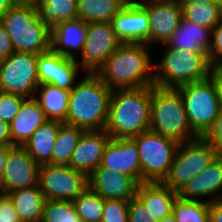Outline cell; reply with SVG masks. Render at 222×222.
I'll return each mask as SVG.
<instances>
[{
    "label": "cell",
    "mask_w": 222,
    "mask_h": 222,
    "mask_svg": "<svg viewBox=\"0 0 222 222\" xmlns=\"http://www.w3.org/2000/svg\"><path fill=\"white\" fill-rule=\"evenodd\" d=\"M146 43H122L96 73L111 89L154 86V63Z\"/></svg>",
    "instance_id": "1"
},
{
    "label": "cell",
    "mask_w": 222,
    "mask_h": 222,
    "mask_svg": "<svg viewBox=\"0 0 222 222\" xmlns=\"http://www.w3.org/2000/svg\"><path fill=\"white\" fill-rule=\"evenodd\" d=\"M151 86L112 91L106 132L114 139H131L150 130Z\"/></svg>",
    "instance_id": "2"
},
{
    "label": "cell",
    "mask_w": 222,
    "mask_h": 222,
    "mask_svg": "<svg viewBox=\"0 0 222 222\" xmlns=\"http://www.w3.org/2000/svg\"><path fill=\"white\" fill-rule=\"evenodd\" d=\"M112 91L97 74L85 73L70 91L64 123L84 130L105 129Z\"/></svg>",
    "instance_id": "3"
},
{
    "label": "cell",
    "mask_w": 222,
    "mask_h": 222,
    "mask_svg": "<svg viewBox=\"0 0 222 222\" xmlns=\"http://www.w3.org/2000/svg\"><path fill=\"white\" fill-rule=\"evenodd\" d=\"M14 51L40 54L50 49L51 30L40 21L35 4L17 2L0 18Z\"/></svg>",
    "instance_id": "4"
},
{
    "label": "cell",
    "mask_w": 222,
    "mask_h": 222,
    "mask_svg": "<svg viewBox=\"0 0 222 222\" xmlns=\"http://www.w3.org/2000/svg\"><path fill=\"white\" fill-rule=\"evenodd\" d=\"M212 66L207 52L168 47L158 63H154V86L177 88L210 77Z\"/></svg>",
    "instance_id": "5"
},
{
    "label": "cell",
    "mask_w": 222,
    "mask_h": 222,
    "mask_svg": "<svg viewBox=\"0 0 222 222\" xmlns=\"http://www.w3.org/2000/svg\"><path fill=\"white\" fill-rule=\"evenodd\" d=\"M150 130L178 143L194 140L181 94L175 88L151 86Z\"/></svg>",
    "instance_id": "6"
},
{
    "label": "cell",
    "mask_w": 222,
    "mask_h": 222,
    "mask_svg": "<svg viewBox=\"0 0 222 222\" xmlns=\"http://www.w3.org/2000/svg\"><path fill=\"white\" fill-rule=\"evenodd\" d=\"M217 157V151L204 137L180 143L168 175L162 183L179 192L192 178L208 168Z\"/></svg>",
    "instance_id": "7"
},
{
    "label": "cell",
    "mask_w": 222,
    "mask_h": 222,
    "mask_svg": "<svg viewBox=\"0 0 222 222\" xmlns=\"http://www.w3.org/2000/svg\"><path fill=\"white\" fill-rule=\"evenodd\" d=\"M175 89L181 94L193 132L198 137H204L214 125L220 112L213 80L209 77Z\"/></svg>",
    "instance_id": "8"
},
{
    "label": "cell",
    "mask_w": 222,
    "mask_h": 222,
    "mask_svg": "<svg viewBox=\"0 0 222 222\" xmlns=\"http://www.w3.org/2000/svg\"><path fill=\"white\" fill-rule=\"evenodd\" d=\"M137 145L141 183H161L167 177L180 143L151 130L131 138Z\"/></svg>",
    "instance_id": "9"
},
{
    "label": "cell",
    "mask_w": 222,
    "mask_h": 222,
    "mask_svg": "<svg viewBox=\"0 0 222 222\" xmlns=\"http://www.w3.org/2000/svg\"><path fill=\"white\" fill-rule=\"evenodd\" d=\"M37 54L12 52L0 61V91L31 98L37 95Z\"/></svg>",
    "instance_id": "10"
},
{
    "label": "cell",
    "mask_w": 222,
    "mask_h": 222,
    "mask_svg": "<svg viewBox=\"0 0 222 222\" xmlns=\"http://www.w3.org/2000/svg\"><path fill=\"white\" fill-rule=\"evenodd\" d=\"M39 186L46 200L73 202L88 187V177L67 165L43 164Z\"/></svg>",
    "instance_id": "11"
},
{
    "label": "cell",
    "mask_w": 222,
    "mask_h": 222,
    "mask_svg": "<svg viewBox=\"0 0 222 222\" xmlns=\"http://www.w3.org/2000/svg\"><path fill=\"white\" fill-rule=\"evenodd\" d=\"M121 44L111 22L88 23L81 62L77 63L85 73L96 74Z\"/></svg>",
    "instance_id": "12"
},
{
    "label": "cell",
    "mask_w": 222,
    "mask_h": 222,
    "mask_svg": "<svg viewBox=\"0 0 222 222\" xmlns=\"http://www.w3.org/2000/svg\"><path fill=\"white\" fill-rule=\"evenodd\" d=\"M40 166L23 146H12L0 184L2 193L39 186Z\"/></svg>",
    "instance_id": "13"
},
{
    "label": "cell",
    "mask_w": 222,
    "mask_h": 222,
    "mask_svg": "<svg viewBox=\"0 0 222 222\" xmlns=\"http://www.w3.org/2000/svg\"><path fill=\"white\" fill-rule=\"evenodd\" d=\"M137 1L147 10L149 16V45L166 44L183 18L182 6L176 0Z\"/></svg>",
    "instance_id": "14"
},
{
    "label": "cell",
    "mask_w": 222,
    "mask_h": 222,
    "mask_svg": "<svg viewBox=\"0 0 222 222\" xmlns=\"http://www.w3.org/2000/svg\"><path fill=\"white\" fill-rule=\"evenodd\" d=\"M39 84H50L71 91L77 81L80 65L77 59L64 57L51 48L37 55Z\"/></svg>",
    "instance_id": "15"
},
{
    "label": "cell",
    "mask_w": 222,
    "mask_h": 222,
    "mask_svg": "<svg viewBox=\"0 0 222 222\" xmlns=\"http://www.w3.org/2000/svg\"><path fill=\"white\" fill-rule=\"evenodd\" d=\"M111 23L122 43H146L149 46V16L137 0H129Z\"/></svg>",
    "instance_id": "16"
},
{
    "label": "cell",
    "mask_w": 222,
    "mask_h": 222,
    "mask_svg": "<svg viewBox=\"0 0 222 222\" xmlns=\"http://www.w3.org/2000/svg\"><path fill=\"white\" fill-rule=\"evenodd\" d=\"M100 167L129 175L141 184V164L137 145L132 139L111 138L105 146Z\"/></svg>",
    "instance_id": "17"
},
{
    "label": "cell",
    "mask_w": 222,
    "mask_h": 222,
    "mask_svg": "<svg viewBox=\"0 0 222 222\" xmlns=\"http://www.w3.org/2000/svg\"><path fill=\"white\" fill-rule=\"evenodd\" d=\"M110 139L105 129L84 130L68 166L88 177L99 167L105 146Z\"/></svg>",
    "instance_id": "18"
},
{
    "label": "cell",
    "mask_w": 222,
    "mask_h": 222,
    "mask_svg": "<svg viewBox=\"0 0 222 222\" xmlns=\"http://www.w3.org/2000/svg\"><path fill=\"white\" fill-rule=\"evenodd\" d=\"M139 183L129 175L98 167L88 176V187L105 200L136 197Z\"/></svg>",
    "instance_id": "19"
},
{
    "label": "cell",
    "mask_w": 222,
    "mask_h": 222,
    "mask_svg": "<svg viewBox=\"0 0 222 222\" xmlns=\"http://www.w3.org/2000/svg\"><path fill=\"white\" fill-rule=\"evenodd\" d=\"M221 195H220V193ZM219 195V196H218ZM178 197L183 200L212 202L222 197V157L216 160L200 174L192 178L179 192Z\"/></svg>",
    "instance_id": "20"
},
{
    "label": "cell",
    "mask_w": 222,
    "mask_h": 222,
    "mask_svg": "<svg viewBox=\"0 0 222 222\" xmlns=\"http://www.w3.org/2000/svg\"><path fill=\"white\" fill-rule=\"evenodd\" d=\"M47 120L37 100L34 97L26 98L18 114L9 124L12 146H24L33 133Z\"/></svg>",
    "instance_id": "21"
},
{
    "label": "cell",
    "mask_w": 222,
    "mask_h": 222,
    "mask_svg": "<svg viewBox=\"0 0 222 222\" xmlns=\"http://www.w3.org/2000/svg\"><path fill=\"white\" fill-rule=\"evenodd\" d=\"M87 24V22L76 18L53 27L51 29L50 48L64 57L77 59L73 52L80 51L82 53L86 40Z\"/></svg>",
    "instance_id": "22"
},
{
    "label": "cell",
    "mask_w": 222,
    "mask_h": 222,
    "mask_svg": "<svg viewBox=\"0 0 222 222\" xmlns=\"http://www.w3.org/2000/svg\"><path fill=\"white\" fill-rule=\"evenodd\" d=\"M136 197L146 207L154 221H160L170 215L178 192L161 183L143 182L137 188Z\"/></svg>",
    "instance_id": "23"
},
{
    "label": "cell",
    "mask_w": 222,
    "mask_h": 222,
    "mask_svg": "<svg viewBox=\"0 0 222 222\" xmlns=\"http://www.w3.org/2000/svg\"><path fill=\"white\" fill-rule=\"evenodd\" d=\"M212 29L196 25L182 18L176 31L165 46L186 49L195 52H208L211 45Z\"/></svg>",
    "instance_id": "24"
},
{
    "label": "cell",
    "mask_w": 222,
    "mask_h": 222,
    "mask_svg": "<svg viewBox=\"0 0 222 222\" xmlns=\"http://www.w3.org/2000/svg\"><path fill=\"white\" fill-rule=\"evenodd\" d=\"M21 222H41L46 197L40 186L15 190L6 194Z\"/></svg>",
    "instance_id": "25"
},
{
    "label": "cell",
    "mask_w": 222,
    "mask_h": 222,
    "mask_svg": "<svg viewBox=\"0 0 222 222\" xmlns=\"http://www.w3.org/2000/svg\"><path fill=\"white\" fill-rule=\"evenodd\" d=\"M59 127V121L47 120L24 144L23 147L38 164H51L53 146Z\"/></svg>",
    "instance_id": "26"
},
{
    "label": "cell",
    "mask_w": 222,
    "mask_h": 222,
    "mask_svg": "<svg viewBox=\"0 0 222 222\" xmlns=\"http://www.w3.org/2000/svg\"><path fill=\"white\" fill-rule=\"evenodd\" d=\"M39 89V91H38ZM34 96L48 120L65 122L69 106L70 91L50 84H39Z\"/></svg>",
    "instance_id": "27"
},
{
    "label": "cell",
    "mask_w": 222,
    "mask_h": 222,
    "mask_svg": "<svg viewBox=\"0 0 222 222\" xmlns=\"http://www.w3.org/2000/svg\"><path fill=\"white\" fill-rule=\"evenodd\" d=\"M34 4L40 21L50 30L77 18V0H35Z\"/></svg>",
    "instance_id": "28"
},
{
    "label": "cell",
    "mask_w": 222,
    "mask_h": 222,
    "mask_svg": "<svg viewBox=\"0 0 222 222\" xmlns=\"http://www.w3.org/2000/svg\"><path fill=\"white\" fill-rule=\"evenodd\" d=\"M129 0H77V18L87 23L111 22Z\"/></svg>",
    "instance_id": "29"
},
{
    "label": "cell",
    "mask_w": 222,
    "mask_h": 222,
    "mask_svg": "<svg viewBox=\"0 0 222 222\" xmlns=\"http://www.w3.org/2000/svg\"><path fill=\"white\" fill-rule=\"evenodd\" d=\"M83 131L84 129L81 127L60 122L52 151V165H69L72 154Z\"/></svg>",
    "instance_id": "30"
},
{
    "label": "cell",
    "mask_w": 222,
    "mask_h": 222,
    "mask_svg": "<svg viewBox=\"0 0 222 222\" xmlns=\"http://www.w3.org/2000/svg\"><path fill=\"white\" fill-rule=\"evenodd\" d=\"M182 17L186 21L213 29L222 19V4L190 3L180 4Z\"/></svg>",
    "instance_id": "31"
},
{
    "label": "cell",
    "mask_w": 222,
    "mask_h": 222,
    "mask_svg": "<svg viewBox=\"0 0 222 222\" xmlns=\"http://www.w3.org/2000/svg\"><path fill=\"white\" fill-rule=\"evenodd\" d=\"M81 222H101L105 199L87 187L74 201Z\"/></svg>",
    "instance_id": "32"
},
{
    "label": "cell",
    "mask_w": 222,
    "mask_h": 222,
    "mask_svg": "<svg viewBox=\"0 0 222 222\" xmlns=\"http://www.w3.org/2000/svg\"><path fill=\"white\" fill-rule=\"evenodd\" d=\"M172 213L177 222H210L209 203L205 201L177 197Z\"/></svg>",
    "instance_id": "33"
},
{
    "label": "cell",
    "mask_w": 222,
    "mask_h": 222,
    "mask_svg": "<svg viewBox=\"0 0 222 222\" xmlns=\"http://www.w3.org/2000/svg\"><path fill=\"white\" fill-rule=\"evenodd\" d=\"M41 222H81L71 201L46 200Z\"/></svg>",
    "instance_id": "34"
},
{
    "label": "cell",
    "mask_w": 222,
    "mask_h": 222,
    "mask_svg": "<svg viewBox=\"0 0 222 222\" xmlns=\"http://www.w3.org/2000/svg\"><path fill=\"white\" fill-rule=\"evenodd\" d=\"M128 207L129 200H105L101 222H128Z\"/></svg>",
    "instance_id": "35"
},
{
    "label": "cell",
    "mask_w": 222,
    "mask_h": 222,
    "mask_svg": "<svg viewBox=\"0 0 222 222\" xmlns=\"http://www.w3.org/2000/svg\"><path fill=\"white\" fill-rule=\"evenodd\" d=\"M25 99L26 97L21 95L0 91V120L9 125L18 114Z\"/></svg>",
    "instance_id": "36"
},
{
    "label": "cell",
    "mask_w": 222,
    "mask_h": 222,
    "mask_svg": "<svg viewBox=\"0 0 222 222\" xmlns=\"http://www.w3.org/2000/svg\"><path fill=\"white\" fill-rule=\"evenodd\" d=\"M211 45L208 49V59L212 66H222V19L212 29Z\"/></svg>",
    "instance_id": "37"
},
{
    "label": "cell",
    "mask_w": 222,
    "mask_h": 222,
    "mask_svg": "<svg viewBox=\"0 0 222 222\" xmlns=\"http://www.w3.org/2000/svg\"><path fill=\"white\" fill-rule=\"evenodd\" d=\"M128 216V222H157L154 221L153 217L146 211V207L137 197L129 200Z\"/></svg>",
    "instance_id": "38"
},
{
    "label": "cell",
    "mask_w": 222,
    "mask_h": 222,
    "mask_svg": "<svg viewBox=\"0 0 222 222\" xmlns=\"http://www.w3.org/2000/svg\"><path fill=\"white\" fill-rule=\"evenodd\" d=\"M204 138L215 148L218 157H222V110Z\"/></svg>",
    "instance_id": "39"
},
{
    "label": "cell",
    "mask_w": 222,
    "mask_h": 222,
    "mask_svg": "<svg viewBox=\"0 0 222 222\" xmlns=\"http://www.w3.org/2000/svg\"><path fill=\"white\" fill-rule=\"evenodd\" d=\"M0 222H21L12 201L5 194L0 197Z\"/></svg>",
    "instance_id": "40"
},
{
    "label": "cell",
    "mask_w": 222,
    "mask_h": 222,
    "mask_svg": "<svg viewBox=\"0 0 222 222\" xmlns=\"http://www.w3.org/2000/svg\"><path fill=\"white\" fill-rule=\"evenodd\" d=\"M12 52H14V49L10 35L0 22V61L5 60Z\"/></svg>",
    "instance_id": "41"
},
{
    "label": "cell",
    "mask_w": 222,
    "mask_h": 222,
    "mask_svg": "<svg viewBox=\"0 0 222 222\" xmlns=\"http://www.w3.org/2000/svg\"><path fill=\"white\" fill-rule=\"evenodd\" d=\"M210 78L216 88L219 108L222 110V66L212 68Z\"/></svg>",
    "instance_id": "42"
},
{
    "label": "cell",
    "mask_w": 222,
    "mask_h": 222,
    "mask_svg": "<svg viewBox=\"0 0 222 222\" xmlns=\"http://www.w3.org/2000/svg\"><path fill=\"white\" fill-rule=\"evenodd\" d=\"M210 222H222V197L209 203Z\"/></svg>",
    "instance_id": "43"
},
{
    "label": "cell",
    "mask_w": 222,
    "mask_h": 222,
    "mask_svg": "<svg viewBox=\"0 0 222 222\" xmlns=\"http://www.w3.org/2000/svg\"><path fill=\"white\" fill-rule=\"evenodd\" d=\"M0 145L12 146L11 139L9 136V125L2 120H0Z\"/></svg>",
    "instance_id": "44"
},
{
    "label": "cell",
    "mask_w": 222,
    "mask_h": 222,
    "mask_svg": "<svg viewBox=\"0 0 222 222\" xmlns=\"http://www.w3.org/2000/svg\"><path fill=\"white\" fill-rule=\"evenodd\" d=\"M12 146H1L0 145V184L2 181L4 168L6 164L7 153Z\"/></svg>",
    "instance_id": "45"
},
{
    "label": "cell",
    "mask_w": 222,
    "mask_h": 222,
    "mask_svg": "<svg viewBox=\"0 0 222 222\" xmlns=\"http://www.w3.org/2000/svg\"><path fill=\"white\" fill-rule=\"evenodd\" d=\"M17 3L16 0H0V18Z\"/></svg>",
    "instance_id": "46"
},
{
    "label": "cell",
    "mask_w": 222,
    "mask_h": 222,
    "mask_svg": "<svg viewBox=\"0 0 222 222\" xmlns=\"http://www.w3.org/2000/svg\"><path fill=\"white\" fill-rule=\"evenodd\" d=\"M179 4L190 3H207V4H222V0H176Z\"/></svg>",
    "instance_id": "47"
},
{
    "label": "cell",
    "mask_w": 222,
    "mask_h": 222,
    "mask_svg": "<svg viewBox=\"0 0 222 222\" xmlns=\"http://www.w3.org/2000/svg\"><path fill=\"white\" fill-rule=\"evenodd\" d=\"M158 222H177L173 213H171L170 215L166 216L165 218L161 219Z\"/></svg>",
    "instance_id": "48"
},
{
    "label": "cell",
    "mask_w": 222,
    "mask_h": 222,
    "mask_svg": "<svg viewBox=\"0 0 222 222\" xmlns=\"http://www.w3.org/2000/svg\"><path fill=\"white\" fill-rule=\"evenodd\" d=\"M17 2H32V3H34L35 2V0H16Z\"/></svg>",
    "instance_id": "49"
}]
</instances>
